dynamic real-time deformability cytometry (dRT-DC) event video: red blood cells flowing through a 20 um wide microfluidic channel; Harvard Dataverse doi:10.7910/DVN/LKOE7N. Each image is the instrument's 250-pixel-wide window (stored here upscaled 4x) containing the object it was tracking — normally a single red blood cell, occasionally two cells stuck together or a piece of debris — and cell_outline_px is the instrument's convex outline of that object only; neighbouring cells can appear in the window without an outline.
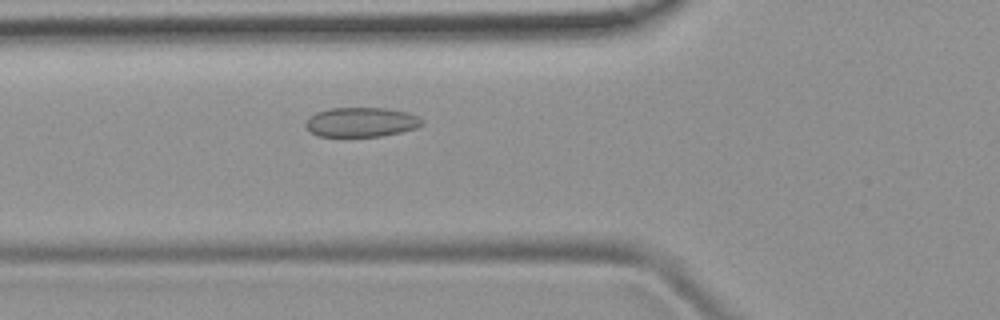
{"species": "common noctule bat (a hibernating species)", "species_latin": "Nyctalus noctula", "temperature_condition": "room temperature", "stored_images_in_passage": 47, "camera_frame_rate_fps": 3000, "um_per_image_px": 0.085, "animal": {"sex": "female", "body_mass_g": 19.9}, "frame": {"image": 1, "passage_image": 15, "time_ms": 4.667, "image_size_px": [1000, 320], "cell_outline_px": [[424, 124], [416, 128], [400, 132], [380, 136], [316, 136], [304, 124], [316, 112], [328, 108], [388, 108], [408, 112], [424, 120]], "centroid_in_image_um": [30.74, 10.37], "position_along_channel_um": 95.1, "area_um2": 19.94}}
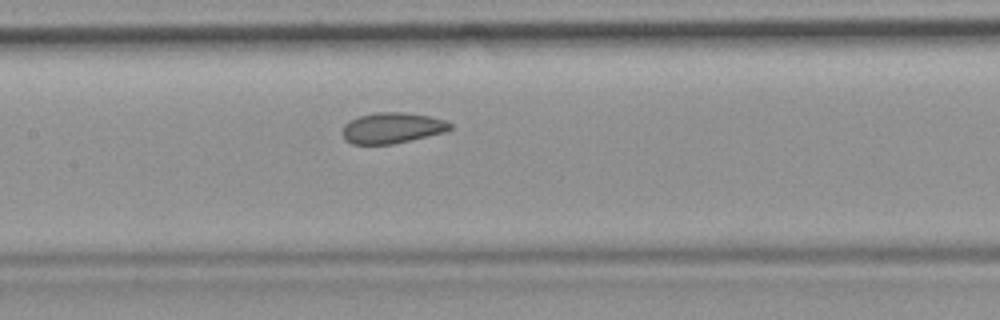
{"frame": {"image": 2, "passage_image": 21, "time_ms": 6.667, "image_size_px": [1000, 320], "cell_outline_px": [[452, 128], [444, 132], [392, 144], [352, 144], [344, 136], [344, 124], [360, 116], [376, 112], [404, 112], [428, 116], [444, 120], [452, 124]], "centroid_in_image_um": [33.35, 10.87], "position_along_channel_um": 174.0, "area_um2": 18.9}}
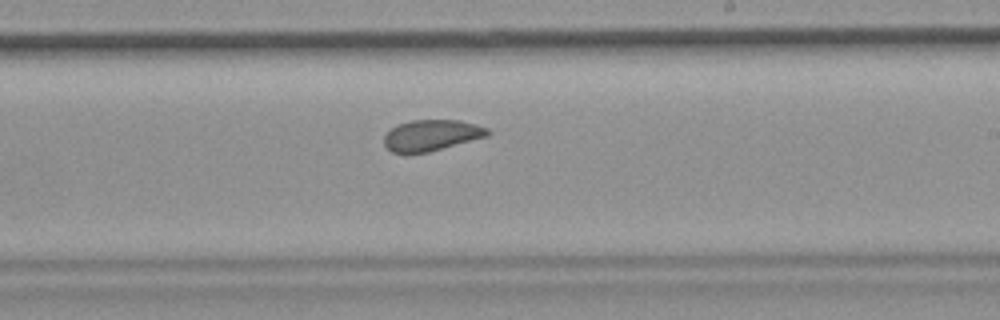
{"frame": {"image": 3, "passage_image": 27, "time_ms": 8.667, "image_size_px": [1000, 320], "cell_outline_px": [[492, 132], [488, 136], [428, 152], [392, 152], [384, 144], [384, 136], [396, 124], [412, 120], [460, 120], [476, 124], [488, 128]], "centroid_in_image_um": [36.71, 11.48], "position_along_channel_um": 252.3, "area_um2": 18.61}, "authors_computed_cell_mechanics": {"area_um2": 20.1144, "velocity_mm_per_s": 3.9432, "shape_relaxation_time_tau1_ms": null, "shape_relaxation_time_tau2_ms": 1.8523, "deformation_change_tau1": null, "deformation_change_tau2": 0.065}}